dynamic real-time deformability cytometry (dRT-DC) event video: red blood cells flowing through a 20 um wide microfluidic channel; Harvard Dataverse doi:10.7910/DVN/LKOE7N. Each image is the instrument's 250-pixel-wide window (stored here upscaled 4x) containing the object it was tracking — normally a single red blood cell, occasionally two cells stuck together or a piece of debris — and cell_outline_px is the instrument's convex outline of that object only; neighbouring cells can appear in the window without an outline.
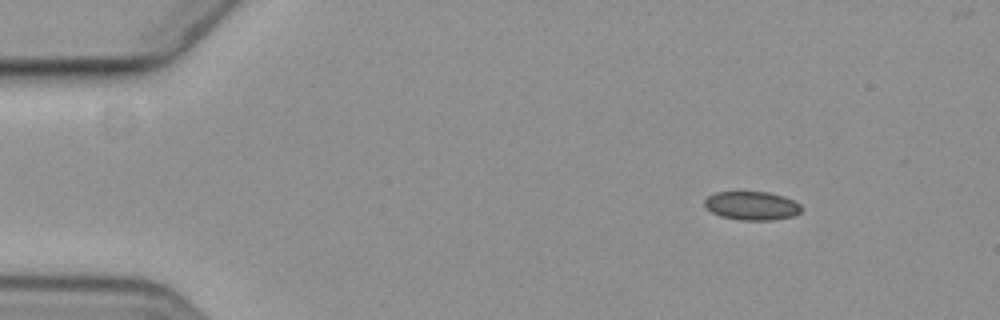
{"species": "common noctule bat (a hibernating species)", "species_latin": "Nyctalus noctula", "temperature_condition": "cold", "stored_images_in_passage": 7, "camera_frame_rate_fps": 3000, "um_per_image_px": 0.085, "animal": {"sex": "female", "body_mass_g": 19.3, "forearm_length_mm": 54.1}, "frame": {"image": 1, "passage_image": 1, "time_ms": 0.0, "image_size_px": [1000, 320], "cell_outline_px": [[804, 208], [800, 212], [792, 216], [772, 220], [740, 220], [720, 216], [712, 212], [704, 204], [704, 200], [708, 196], [716, 192], [768, 192], [784, 196], [800, 204]], "centroid_in_image_um": [63.92, 17.48], "position_along_channel_um": 21.1, "area_um2": 16.13}}
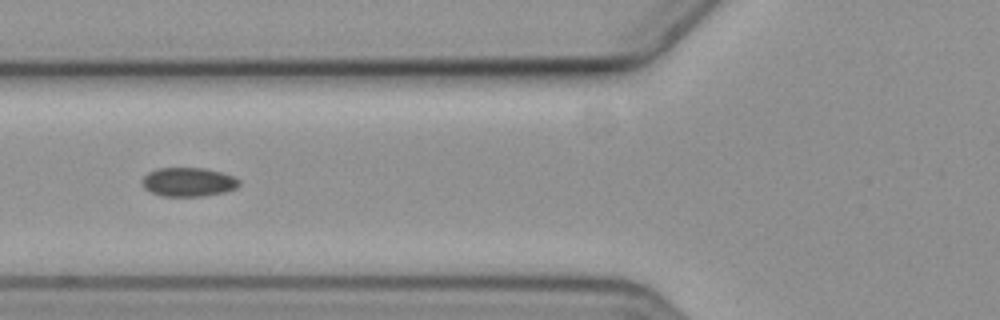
{"frame": {"image": 2, "passage_image": 5, "time_ms": 5.0, "image_size_px": [1000, 320], "cell_outline_px": [[240, 184], [236, 188], [224, 192], [204, 196], [160, 196], [144, 188], [144, 176], [148, 172], [156, 168], [204, 168], [220, 172], [232, 176], [240, 180]], "centroid_in_image_um": [16.02, 15.47], "position_along_channel_um": 109.8, "area_um2": 16.24}}
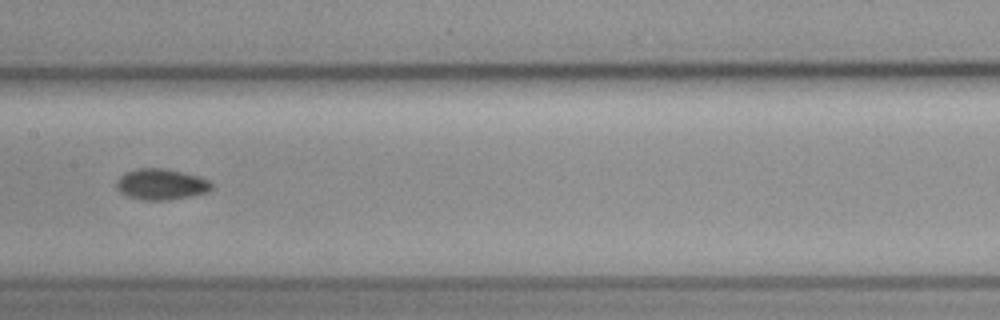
{"frame": {"image": 3, "passage_image": 7, "time_ms": 7.333, "image_size_px": [1000, 320], "cell_outline_px": [[212, 188], [208, 192], [168, 200], [140, 200], [128, 196], [120, 192], [116, 188], [116, 184], [120, 176], [136, 168], [164, 168], [200, 176], [208, 180], [212, 184]], "centroid_in_image_um": [13.7, 15.66], "position_along_channel_um": 193.7, "area_um2": 17.11}}